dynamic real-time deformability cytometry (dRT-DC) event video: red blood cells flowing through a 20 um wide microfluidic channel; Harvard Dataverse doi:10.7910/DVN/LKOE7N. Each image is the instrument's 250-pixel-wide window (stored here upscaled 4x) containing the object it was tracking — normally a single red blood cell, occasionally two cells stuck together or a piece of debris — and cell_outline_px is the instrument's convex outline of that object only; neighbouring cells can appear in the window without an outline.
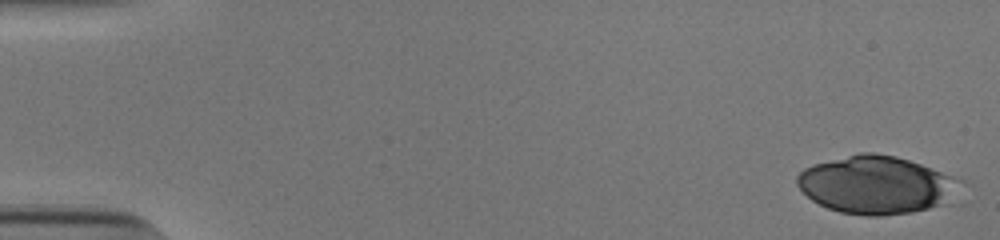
{"species": "human", "species_latin": "Homo sapiens", "temperature_condition": "cold", "stored_images_in_passage": 28, "camera_frame_rate_fps": 3000, "um_per_image_px": 0.085, "donor": {"sex": "male"}, "frame": {"image": 1, "passage_image": 1, "time_ms": 0.0, "image_size_px": [1000, 240], "cell_outline_px": [[948, 180], [944, 204], [912, 212], [880, 216], [868, 216], [840, 212], [828, 208], [812, 200], [796, 184], [796, 176], [804, 168], [812, 164], [860, 152], [872, 152], [896, 156], [920, 164], [940, 172], [948, 176]], "centroid_in_image_um": [74.22, 15.7], "position_along_channel_um": 10.8, "area_um2": 52.83}}
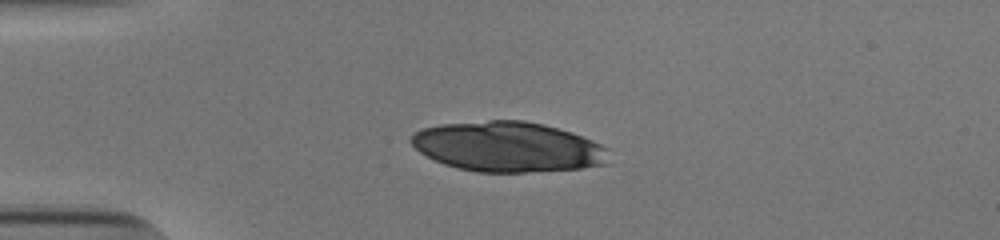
{"frame": {"image": 2, "passage_image": 13, "time_ms": 4.0, "image_size_px": [1000, 240], "cell_outline_px": [[612, 148], [608, 164], [580, 168], [524, 172], [476, 172], [444, 164], [420, 152], [408, 140], [412, 132], [420, 128], [440, 124], [488, 120], [524, 120], [544, 124], [572, 132]], "centroid_in_image_um": [43.2, 12.46], "position_along_channel_um": 41.8, "area_um2": 58.26}}